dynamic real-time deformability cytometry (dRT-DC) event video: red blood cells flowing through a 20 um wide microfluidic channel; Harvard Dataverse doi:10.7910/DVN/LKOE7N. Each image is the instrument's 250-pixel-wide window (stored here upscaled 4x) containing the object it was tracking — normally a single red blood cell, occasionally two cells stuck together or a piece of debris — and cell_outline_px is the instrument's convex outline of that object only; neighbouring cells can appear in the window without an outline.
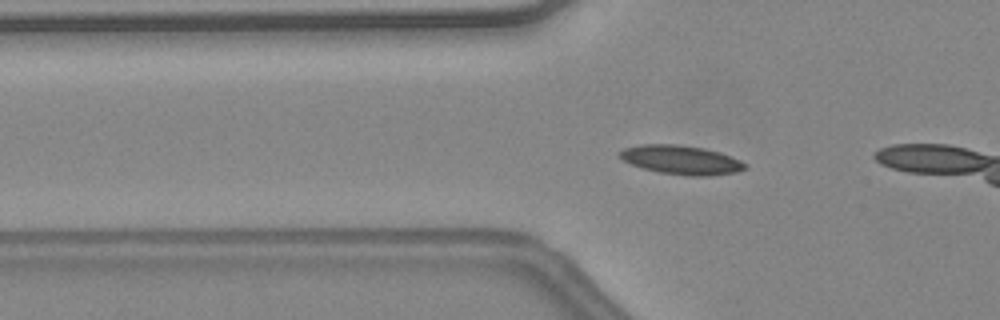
{"species": "common noctule bat (a hibernating species)", "species_latin": "Nyctalus noctula", "temperature_condition": "warm", "stored_images_in_passage": 13, "camera_frame_rate_fps": 3000, "um_per_image_px": 0.085, "animal": {"sex": "female", "body_mass_g": 24.6, "forearm_length_mm": 56.2}, "frame": {"image": 1, "passage_image": 10, "time_ms": 3.0, "image_size_px": [1000, 320], "cell_outline_px": [[748, 168], [736, 172], [708, 176], [688, 176], [660, 172], [644, 168], [632, 164], [624, 160], [620, 156], [620, 152], [624, 148], [640, 144], [676, 144], [704, 148], [720, 152], [740, 160], [748, 164]], "centroid_in_image_um": [57.95, 13.59], "position_along_channel_um": 67.8, "area_um2": 21.1}}